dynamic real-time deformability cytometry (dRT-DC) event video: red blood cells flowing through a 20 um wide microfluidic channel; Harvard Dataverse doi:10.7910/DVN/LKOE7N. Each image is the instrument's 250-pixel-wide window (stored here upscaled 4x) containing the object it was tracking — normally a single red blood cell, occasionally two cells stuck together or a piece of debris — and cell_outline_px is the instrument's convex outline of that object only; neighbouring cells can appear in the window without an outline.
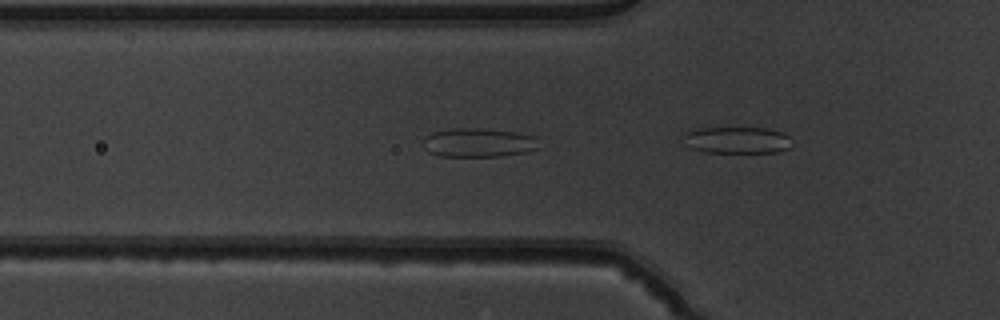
{"species": "common noctule bat (a hibernating species)", "species_latin": "Nyctalus noctula", "temperature_condition": "warm", "stored_images_in_passage": 9, "segment_of_instrument_passage": [2, 2], "camera_frame_rate_fps": 3000, "um_per_image_px": 0.085, "animal": {"sex": "male", "body_mass_g": 19.5, "forearm_length_mm": 54.6}, "frame": {"image": 1, "passage_image": 9, "time_ms": 2.667, "image_size_px": [1000, 320], "cell_outline_px": [[792, 144], [788, 148], [776, 152], [704, 152], [692, 148], [684, 144], [680, 132], [700, 128], [764, 128], [780, 132], [788, 136], [792, 140]], "centroid_in_image_um": [62.56, 11.9], "position_along_channel_um": 63.2, "area_um2": 16.99}}